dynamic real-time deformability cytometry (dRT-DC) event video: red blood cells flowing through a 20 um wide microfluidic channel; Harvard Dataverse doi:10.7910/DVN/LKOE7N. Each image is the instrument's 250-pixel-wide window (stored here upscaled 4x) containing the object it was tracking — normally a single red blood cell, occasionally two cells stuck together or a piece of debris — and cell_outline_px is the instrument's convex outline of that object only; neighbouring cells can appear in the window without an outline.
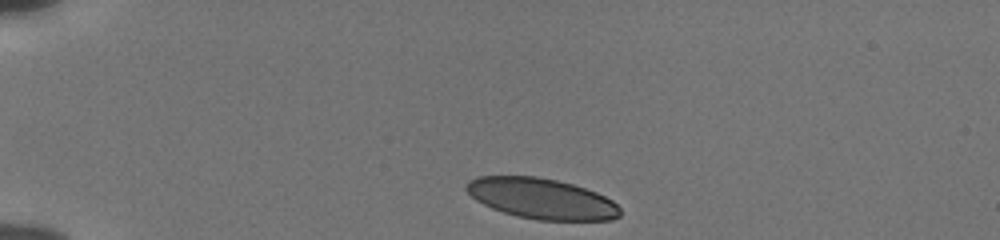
{"species": "human", "species_latin": "Homo sapiens", "temperature_condition": "cold", "stored_images_in_passage": 36, "camera_frame_rate_fps": 3000, "um_per_image_px": 0.085, "donor": {"sex": "male"}, "frame": {"image": 1, "passage_image": 1, "time_ms": 0.0, "image_size_px": [1000, 240], "cell_outline_px": [[620, 216], [612, 220], [536, 220], [504, 212], [492, 208], [476, 200], [464, 188], [464, 184], [468, 180], [476, 176], [536, 176], [556, 180], [572, 184], [596, 192], [612, 200], [620, 208]], "centroid_in_image_um": [46.01, 16.87], "position_along_channel_um": 39.0, "area_um2": 36.3}}
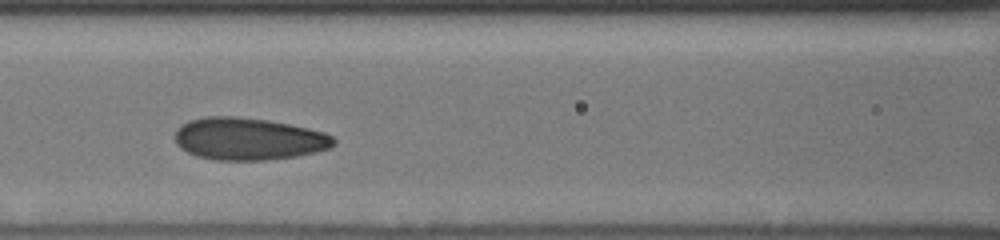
{"frame": {"image": 2, "passage_image": 14, "time_ms": 4.333, "image_size_px": [1000, 240], "cell_outline_px": [[336, 144], [332, 148], [316, 152], [296, 156], [264, 160], [216, 160], [196, 156], [180, 148], [176, 144], [176, 128], [188, 120], [204, 116], [232, 116], [268, 120], [308, 128], [324, 132], [332, 136], [336, 140]], "centroid_in_image_um": [21.12, 11.8], "position_along_channel_um": 145.5, "area_um2": 39.3}}
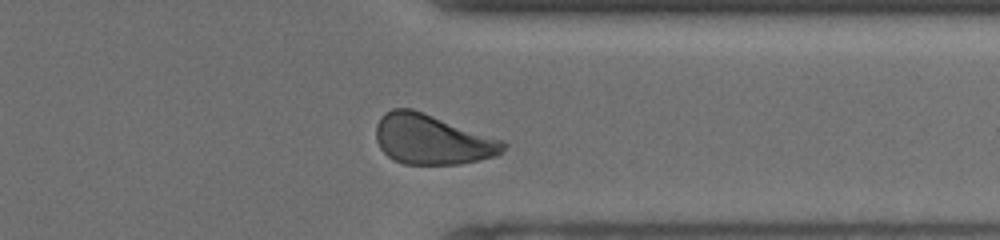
{"frame": {"image": 3, "passage_image": 32, "time_ms": 10.333, "image_size_px": [1000, 240], "cell_outline_px": [[508, 144], [496, 156], [480, 160], [460, 164], [404, 164], [392, 160], [380, 148], [376, 140], [376, 124], [380, 116], [384, 112], [392, 108], [412, 108], [504, 140]], "centroid_in_image_um": [36.71, 11.85], "position_along_channel_um": 374.7, "area_um2": 37.34}, "authors_computed_cell_mechanics": {"area_um2": 37.8301, "velocity_mm_per_s": 3.8193, "shape_relaxation_time_tau1_ms": 5.5633, "shape_relaxation_time_tau2_ms": 0.8388, "deformation_change_tau1": 0.1356, "deformation_change_tau2": 0.0455}}